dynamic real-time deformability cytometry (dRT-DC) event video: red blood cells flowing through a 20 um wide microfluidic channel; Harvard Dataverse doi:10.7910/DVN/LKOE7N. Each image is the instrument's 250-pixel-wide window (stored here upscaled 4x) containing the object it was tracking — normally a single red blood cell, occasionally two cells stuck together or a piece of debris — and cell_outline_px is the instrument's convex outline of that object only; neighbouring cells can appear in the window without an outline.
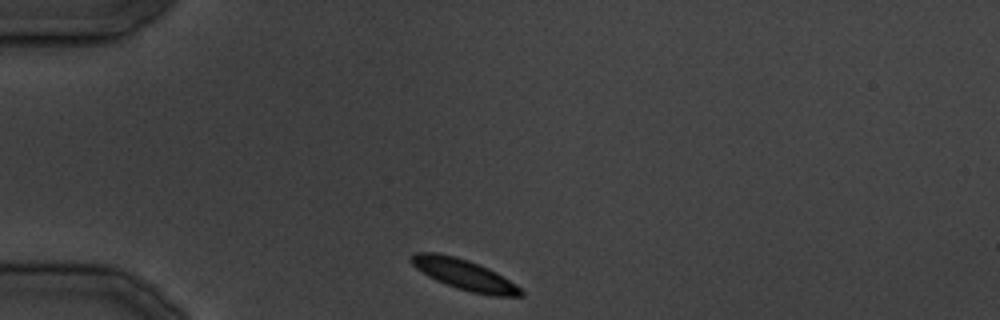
{"species": "common noctule bat (a hibernating species)", "species_latin": "Nyctalus noctula", "temperature_condition": "cold", "stored_images_in_passage": 19, "camera_frame_rate_fps": 3000, "um_per_image_px": 0.085, "animal": {"sex": "male", "body_mass_g": 19.5, "forearm_length_mm": 54.6}, "frame": {"image": 1, "passage_image": 1, "time_ms": 0.0, "image_size_px": [1000, 320], "cell_outline_px": [[524, 296], [492, 296], [472, 292], [456, 288], [436, 280], [428, 276], [416, 268], [408, 260], [408, 256], [416, 252], [436, 252], [468, 260], [488, 268], [496, 272], [516, 284], [524, 292]], "centroid_in_image_um": [39.44, 23.34], "position_along_channel_um": 45.6, "area_um2": 19.54}}
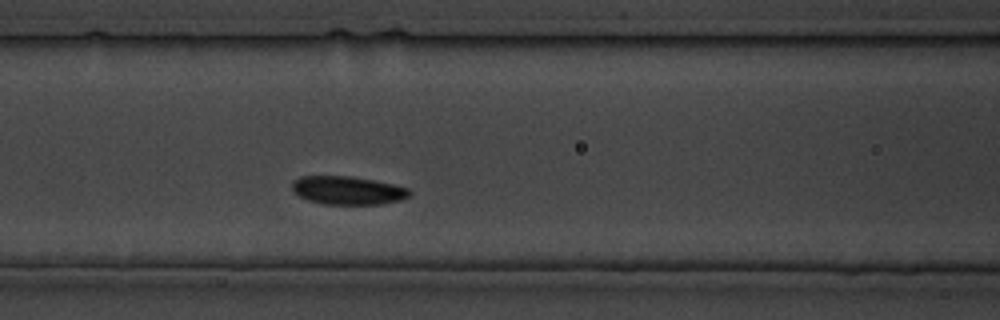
{"frame": {"image": 2, "passage_image": 8, "time_ms": 8.0, "image_size_px": [1000, 320], "cell_outline_px": [[412, 192], [408, 196], [400, 200], [380, 204], [324, 204], [308, 200], [300, 196], [292, 188], [292, 180], [300, 176], [352, 176], [392, 184], [408, 188]], "centroid_in_image_um": [29.54, 16.17], "position_along_channel_um": 137.1, "area_um2": 19.25}}
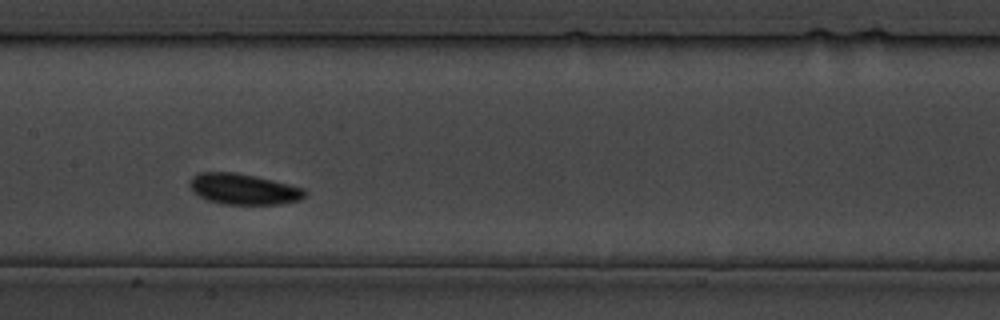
{"frame": {"image": 3, "passage_image": 10, "time_ms": 11.333, "image_size_px": [1000, 320], "cell_outline_px": [[308, 192], [300, 200], [280, 204], [224, 204], [208, 200], [200, 196], [192, 188], [192, 176], [200, 172], [236, 172], [256, 176], [304, 188]], "centroid_in_image_um": [20.76, 16.07], "position_along_channel_um": 186.6, "area_um2": 20.4}}